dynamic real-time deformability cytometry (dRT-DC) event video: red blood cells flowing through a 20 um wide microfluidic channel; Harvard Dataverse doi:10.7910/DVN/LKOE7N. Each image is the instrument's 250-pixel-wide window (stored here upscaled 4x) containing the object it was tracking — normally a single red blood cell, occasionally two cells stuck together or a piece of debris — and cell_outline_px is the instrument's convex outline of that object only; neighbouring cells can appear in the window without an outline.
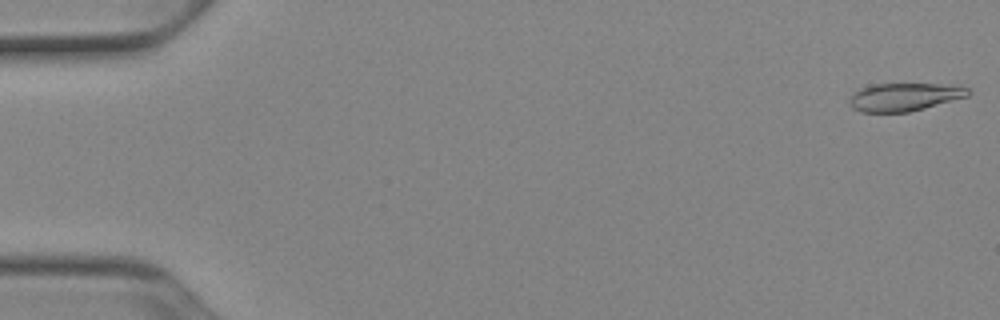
{"species": "Egyptian fruit bat (a non-hibernating species)", "species_latin": "Rousettus aegyptiacus", "temperature_condition": "cold", "stored_images_in_passage": 43, "camera_frame_rate_fps": 3000, "um_per_image_px": 0.085, "animal": {"sex": "female"}, "frame": {"image": 1, "passage_image": 1, "time_ms": 0.0, "image_size_px": [1000, 320], "cell_outline_px": [[972, 92], [968, 96], [924, 108], [908, 112], [860, 112], [852, 108], [848, 104], [848, 100], [852, 92], [860, 88], [872, 84], [936, 84], [968, 88]], "centroid_in_image_um": [76.78, 8.25], "position_along_channel_um": 8.2, "area_um2": 19.36}}
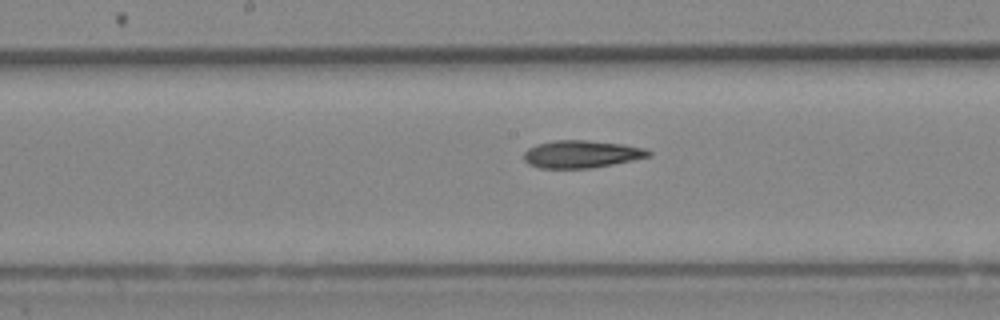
{"frame": {"image": 2, "passage_image": 27, "time_ms": 8.667, "image_size_px": [1000, 320], "cell_outline_px": [[652, 156], [592, 168], [540, 168], [528, 164], [524, 160], [524, 152], [528, 148], [536, 144], [552, 140], [588, 140], [620, 144], [644, 148], [652, 152]], "centroid_in_image_um": [49.4, 13.1], "position_along_channel_um": 198.8, "area_um2": 20.0}}
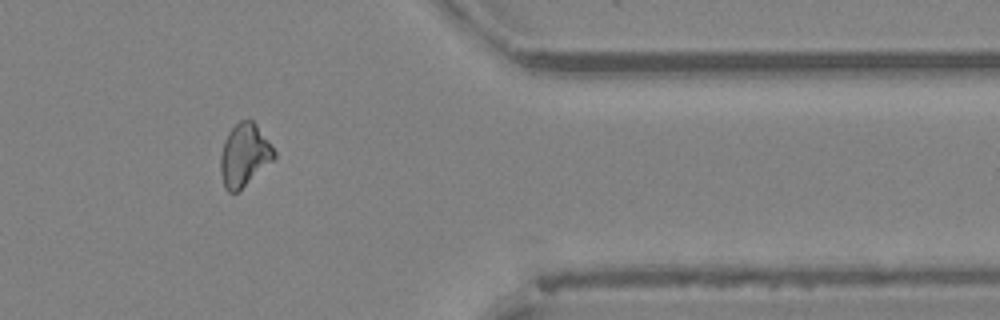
{"frame": {"image": 3, "passage_image": 43, "time_ms": 14.0, "image_size_px": [1000, 320], "cell_outline_px": [[276, 156], [272, 160], [236, 192], [228, 192], [224, 188], [220, 172], [220, 156], [224, 140], [228, 132], [240, 120], [252, 120], [256, 124], [268, 140], [276, 152]], "centroid_in_image_um": [20.73, 13.16], "position_along_channel_um": 390.7, "area_um2": 19.19}, "authors_computed_cell_mechanics": {"area_um2": 19.7676, "velocity_mm_per_s": 3.9263, "shape_relaxation_time_tau1_ms": 8.4044, "shape_relaxation_time_tau2_ms": 5.9165, "deformation_change_tau1": 0.1858, "deformation_change_tau2": 0.1525}}